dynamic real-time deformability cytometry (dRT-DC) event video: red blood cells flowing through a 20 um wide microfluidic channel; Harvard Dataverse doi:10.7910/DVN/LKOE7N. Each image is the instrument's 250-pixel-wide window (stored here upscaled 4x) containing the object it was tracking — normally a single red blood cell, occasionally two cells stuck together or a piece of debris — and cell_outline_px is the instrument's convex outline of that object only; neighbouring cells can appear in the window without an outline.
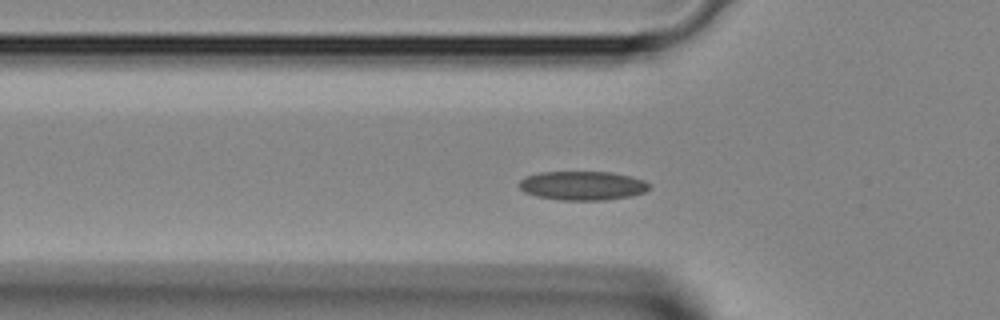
{"species": "Egyptian fruit bat (a non-hibernating species)", "species_latin": "Rousettus aegyptiacus", "temperature_condition": "room temperature", "stored_images_in_passage": 38, "camera_frame_rate_fps": 3000, "um_per_image_px": 0.085, "animal": {"sex": "female"}, "frame": {"image": 1, "passage_image": 10, "time_ms": 3.0, "image_size_px": [1000, 320], "cell_outline_px": [[652, 188], [644, 192], [632, 196], [604, 200], [560, 200], [536, 196], [524, 192], [520, 188], [520, 180], [524, 176], [540, 172], [612, 172], [632, 176], [644, 180], [652, 184]], "centroid_in_image_um": [49.56, 15.77], "position_along_channel_um": 76.2, "area_um2": 22.25}}
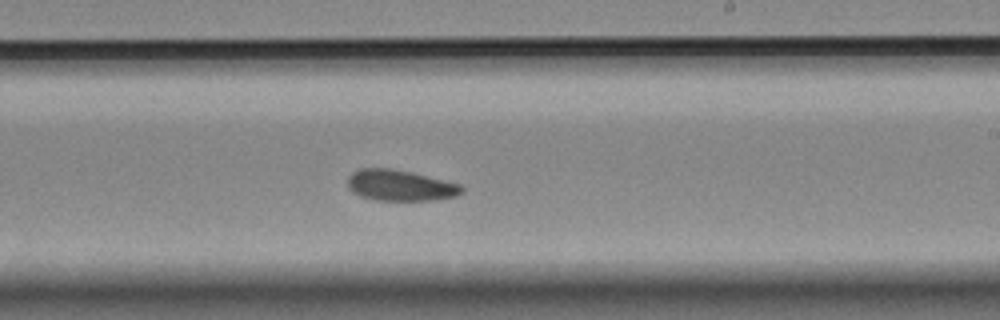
{"frame": {"image": 2, "passage_image": 21, "time_ms": 6.667, "image_size_px": [1000, 320], "cell_outline_px": [[464, 192], [456, 196], [436, 200], [376, 200], [360, 196], [352, 192], [348, 188], [348, 176], [352, 172], [360, 168], [388, 168], [412, 172], [460, 184], [464, 188]], "centroid_in_image_um": [34.01, 15.76], "position_along_channel_um": 255.0, "area_um2": 20.69}}
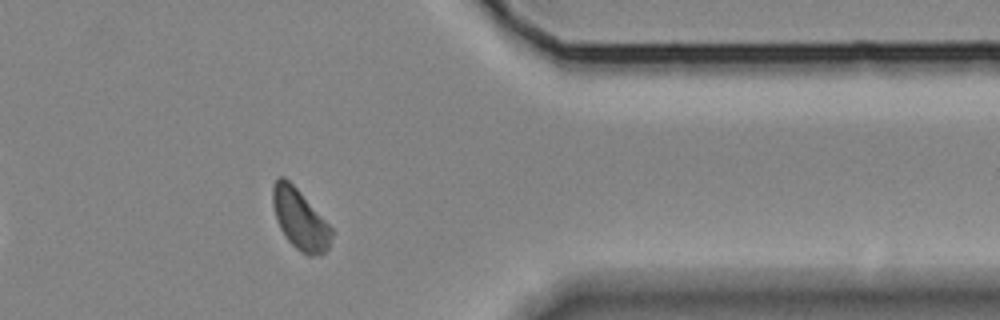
{"frame": {"image": 3, "passage_image": 30, "time_ms": 9.667, "image_size_px": [1000, 320], "cell_outline_px": [[332, 236], [328, 248], [320, 256], [308, 256], [296, 248], [288, 240], [280, 228], [276, 220], [272, 200], [272, 184], [276, 176], [284, 176], [300, 192], [332, 228]], "centroid_in_image_um": [25.47, 18.63], "position_along_channel_um": 385.9, "area_um2": 20.58}}